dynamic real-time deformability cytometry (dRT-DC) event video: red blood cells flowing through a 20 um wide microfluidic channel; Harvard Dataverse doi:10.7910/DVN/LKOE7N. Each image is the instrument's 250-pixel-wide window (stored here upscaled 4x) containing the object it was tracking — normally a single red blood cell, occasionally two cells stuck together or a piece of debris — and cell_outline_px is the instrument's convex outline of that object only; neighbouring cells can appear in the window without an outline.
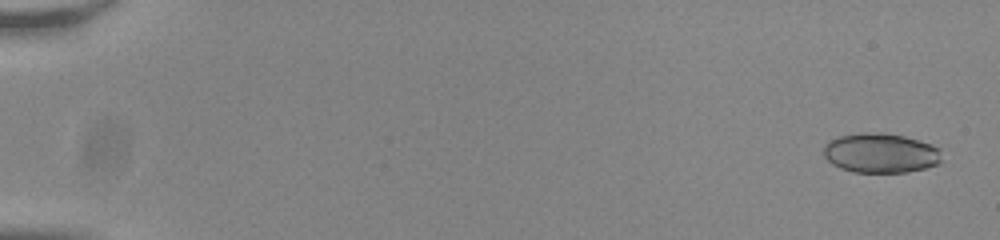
{"species": "common noctule bat (a hibernating species)", "species_latin": "Nyctalus noctula", "temperature_condition": "room temperature", "stored_images_in_passage": 56, "camera_frame_rate_fps": 3000, "um_per_image_px": 0.085, "animal": {"sex": "male", "body_mass_g": 20.0, "forearm_length_mm": 53.3}, "frame": {"image": 1, "passage_image": 3, "time_ms": 0.667, "image_size_px": [1000, 240], "cell_outline_px": [[940, 164], [908, 172], [852, 172], [840, 168], [832, 164], [824, 156], [824, 144], [828, 140], [840, 136], [864, 132], [884, 132], [904, 136], [932, 144], [940, 148]], "centroid_in_image_um": [74.85, 13.0], "position_along_channel_um": 10.2, "area_um2": 27.51}}
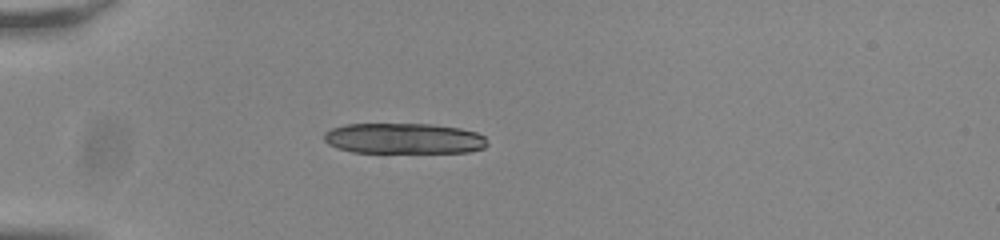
{"frame": {"image": 2, "passage_image": 18, "time_ms": 5.667, "image_size_px": [1000, 240], "cell_outline_px": [[488, 144], [484, 148], [468, 152], [352, 152], [336, 148], [328, 144], [324, 140], [324, 132], [332, 128], [344, 124], [428, 124], [460, 128], [476, 132], [484, 136], [488, 140]], "centroid_in_image_um": [34.32, 11.77], "position_along_channel_um": 50.7, "area_um2": 29.25}}
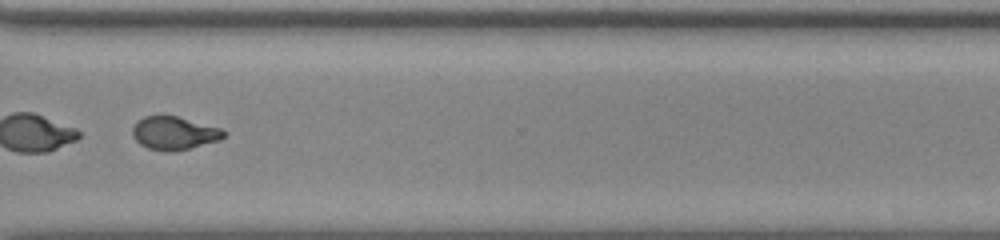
{"frame": {"image": 3, "passage_image": 44, "time_ms": 14.333, "image_size_px": [1000, 240], "cell_outline_px": [[224, 136], [220, 140], [172, 152], [164, 152], [148, 148], [140, 144], [132, 136], [132, 128], [144, 116], [176, 116], [220, 128], [224, 132]], "centroid_in_image_um": [14.77, 11.33], "position_along_channel_um": 355.8, "area_um2": 17.34}, "authors_computed_cell_mechanics": {"area_um2": 26.9059, "velocity_mm_per_s": 3.8538, "shape_relaxation_time_tau1_ms": null, "shape_relaxation_time_tau2_ms": 1.3738, "deformation_change_tau1": null, "deformation_change_tau2": 0.0584}}